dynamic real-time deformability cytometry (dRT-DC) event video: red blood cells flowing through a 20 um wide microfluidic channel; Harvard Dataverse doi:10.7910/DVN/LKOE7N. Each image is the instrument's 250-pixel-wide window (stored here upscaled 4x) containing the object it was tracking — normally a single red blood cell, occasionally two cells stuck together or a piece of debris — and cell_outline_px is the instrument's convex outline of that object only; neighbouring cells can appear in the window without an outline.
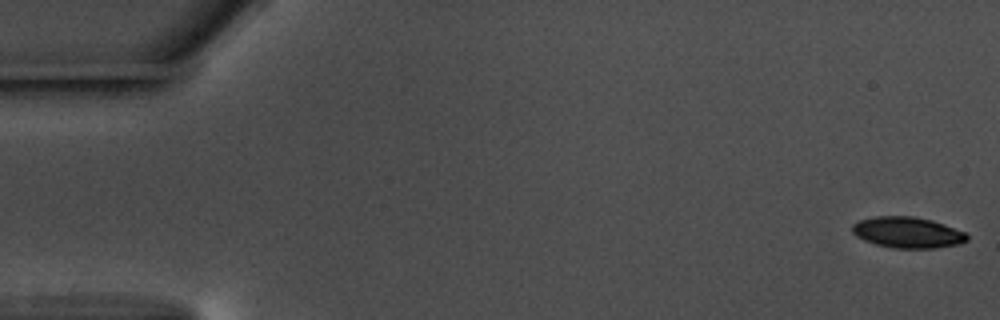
{"species": "common noctule bat (a hibernating species)", "species_latin": "Nyctalus noctula", "temperature_condition": "warm", "stored_images_in_passage": 57, "camera_frame_rate_fps": 3000, "um_per_image_px": 0.085, "animal": {"sex": "male", "body_mass_g": 17.5, "forearm_length_mm": 52.3}, "frame": {"image": 1, "passage_image": 1, "time_ms": 0.0, "image_size_px": [1000, 320], "cell_outline_px": [[968, 240], [960, 244], [936, 248], [892, 248], [876, 244], [864, 240], [856, 236], [852, 232], [852, 224], [860, 220], [876, 216], [912, 216], [932, 220], [944, 224], [964, 232], [968, 236]], "centroid_in_image_um": [77.14, 19.76], "position_along_channel_um": 7.9, "area_um2": 20.75}}
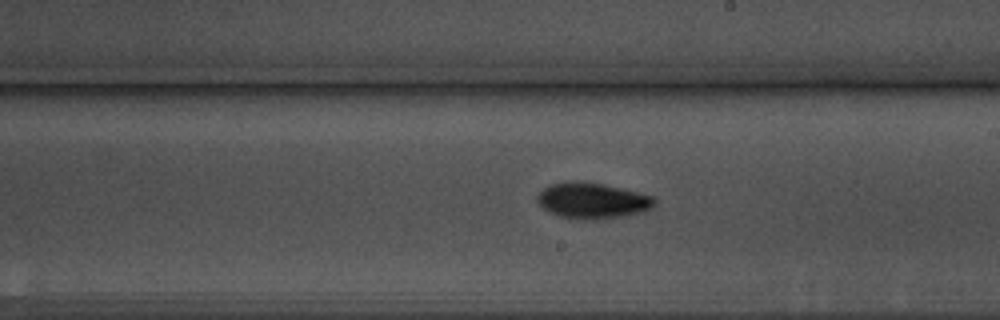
{"frame": {"image": 2, "passage_image": 33, "time_ms": 10.667, "image_size_px": [1000, 320], "cell_outline_px": [[656, 204], [652, 208], [640, 212], [620, 216], [584, 220], [560, 216], [548, 212], [536, 200], [536, 196], [544, 188], [552, 184], [572, 180], [576, 180], [604, 184], [652, 196], [656, 200]], "centroid_in_image_um": [50.32, 17.04], "position_along_channel_um": 238.7, "area_um2": 24.22}}
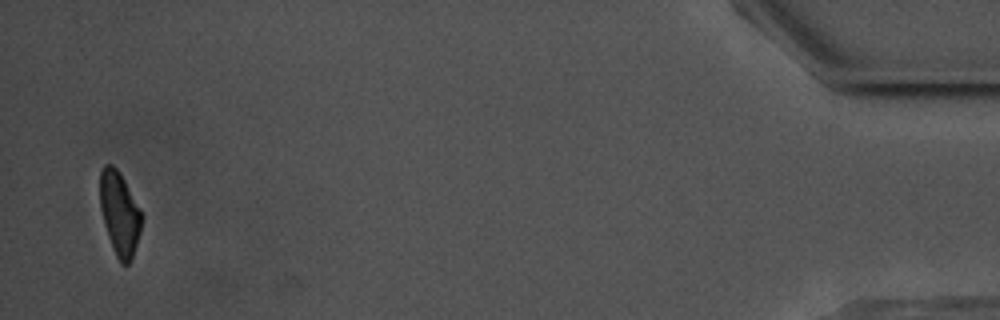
{"frame": {"image": 3, "passage_image": 56, "time_ms": 18.333, "image_size_px": [1000, 320], "cell_outline_px": [[144, 216], [140, 232], [132, 260], [128, 264], [120, 264], [116, 256], [104, 224], [100, 208], [100, 172], [104, 164], [112, 164], [120, 172], [140, 208]], "centroid_in_image_um": [10.18, 18.14], "position_along_channel_um": 425.0, "area_um2": 20.46}, "authors_computed_cell_mechanics": {"area_um2": 21.7906, "velocity_mm_per_s": 3.5778, "shape_relaxation_time_tau1_ms": 2.91, "shape_relaxation_time_tau2_ms": null, "deformation_change_tau1": 0.1403, "deformation_change_tau2": null}}